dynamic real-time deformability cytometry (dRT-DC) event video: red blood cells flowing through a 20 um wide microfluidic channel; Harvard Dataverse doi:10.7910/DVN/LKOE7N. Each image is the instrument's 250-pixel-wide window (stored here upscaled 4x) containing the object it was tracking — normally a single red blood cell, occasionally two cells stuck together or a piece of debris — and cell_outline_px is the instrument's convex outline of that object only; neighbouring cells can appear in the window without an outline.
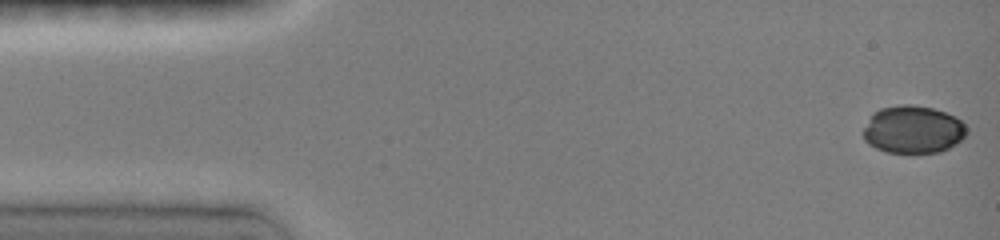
{"species": "common noctule bat (a hibernating species)", "species_latin": "Nyctalus noctula", "temperature_condition": "room temperature", "stored_images_in_passage": 37, "camera_frame_rate_fps": 3000, "um_per_image_px": 0.085, "animal": {"sex": "female", "body_mass_g": 19.0, "forearm_length_mm": 51.5}, "frame": {"image": 1, "passage_image": 1, "time_ms": 0.0, "image_size_px": [1000, 240], "cell_outline_px": [[968, 128], [964, 136], [960, 140], [948, 148], [940, 152], [888, 152], [876, 148], [868, 144], [864, 140], [864, 128], [872, 112], [880, 108], [900, 104], [912, 104], [932, 108], [956, 116]], "centroid_in_image_um": [77.59, 10.99], "position_along_channel_um": 7.4, "area_um2": 28.67}}
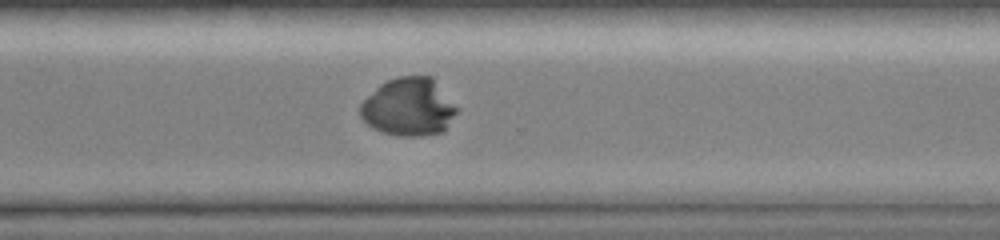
{"frame": {"image": 2, "passage_image": 30, "time_ms": 11.0, "image_size_px": [1000, 240], "cell_outline_px": [[460, 108], [444, 132], [420, 136], [400, 136], [380, 132], [372, 128], [360, 116], [360, 104], [380, 84], [396, 76], [432, 76]], "centroid_in_image_um": [34.78, 9.1], "position_along_channel_um": 335.8, "area_um2": 33.0}}